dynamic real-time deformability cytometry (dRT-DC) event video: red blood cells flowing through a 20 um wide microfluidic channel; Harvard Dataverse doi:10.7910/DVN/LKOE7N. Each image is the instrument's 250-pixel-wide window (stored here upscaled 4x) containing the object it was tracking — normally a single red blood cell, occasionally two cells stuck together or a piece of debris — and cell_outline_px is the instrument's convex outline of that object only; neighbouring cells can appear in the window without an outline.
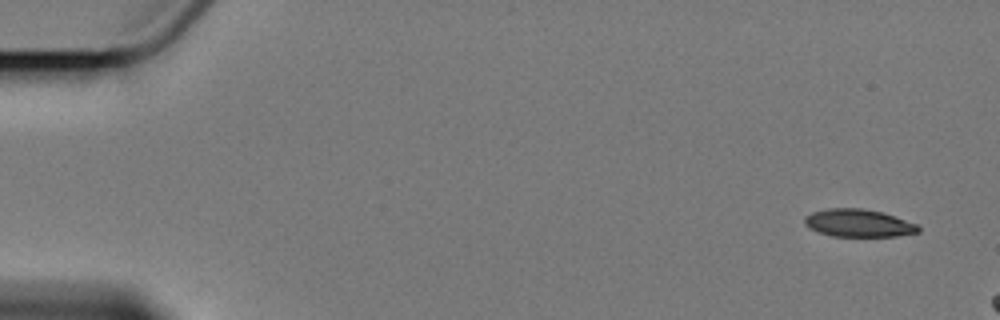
{"species": "Egyptian fruit bat (a non-hibernating species)", "species_latin": "Rousettus aegyptiacus", "temperature_condition": "cold", "stored_images_in_passage": 3, "segment_of_instrument_passage": [2, 2], "camera_frame_rate_fps": 3000, "um_per_image_px": 0.085, "animal": {"sex": "female"}, "frame": {"image": 1, "passage_image": 3, "time_ms": 4.333, "image_size_px": [1000, 320], "cell_outline_px": [[920, 232], [896, 236], [832, 236], [820, 232], [804, 224], [804, 216], [812, 212], [828, 208], [860, 208], [884, 212], [916, 224], [920, 228]], "centroid_in_image_um": [72.98, 18.95], "position_along_channel_um": 12.0, "area_um2": 18.26}}